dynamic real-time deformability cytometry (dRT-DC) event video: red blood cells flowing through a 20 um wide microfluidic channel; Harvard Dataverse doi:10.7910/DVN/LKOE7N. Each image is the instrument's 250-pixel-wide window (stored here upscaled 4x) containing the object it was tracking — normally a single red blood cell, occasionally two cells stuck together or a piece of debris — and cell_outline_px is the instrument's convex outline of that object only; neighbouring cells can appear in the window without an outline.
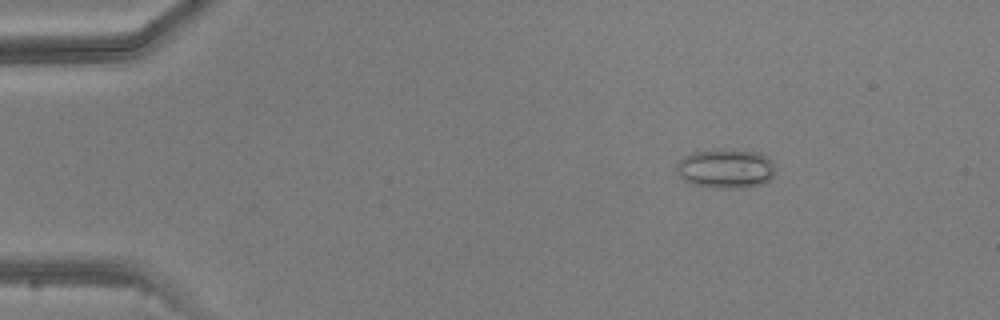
{"species": "common noctule bat (a hibernating species)", "species_latin": "Nyctalus noctula", "temperature_condition": "warm", "stored_images_in_passage": 5, "camera_frame_rate_fps": 3000, "um_per_image_px": 0.085, "animal": {"sex": "male", "body_mass_g": 20.5, "forearm_length_mm": 52.5}, "frame": {"image": 1, "passage_image": 3, "time_ms": 2.333, "image_size_px": [1000, 320], "cell_outline_px": [[772, 176], [764, 184], [740, 188], [716, 188], [692, 184], [684, 180], [676, 172], [676, 164], [684, 156], [692, 152], [760, 152], [772, 160]], "centroid_in_image_um": [61.66, 14.38], "position_along_channel_um": 23.3, "area_um2": 21.85}}